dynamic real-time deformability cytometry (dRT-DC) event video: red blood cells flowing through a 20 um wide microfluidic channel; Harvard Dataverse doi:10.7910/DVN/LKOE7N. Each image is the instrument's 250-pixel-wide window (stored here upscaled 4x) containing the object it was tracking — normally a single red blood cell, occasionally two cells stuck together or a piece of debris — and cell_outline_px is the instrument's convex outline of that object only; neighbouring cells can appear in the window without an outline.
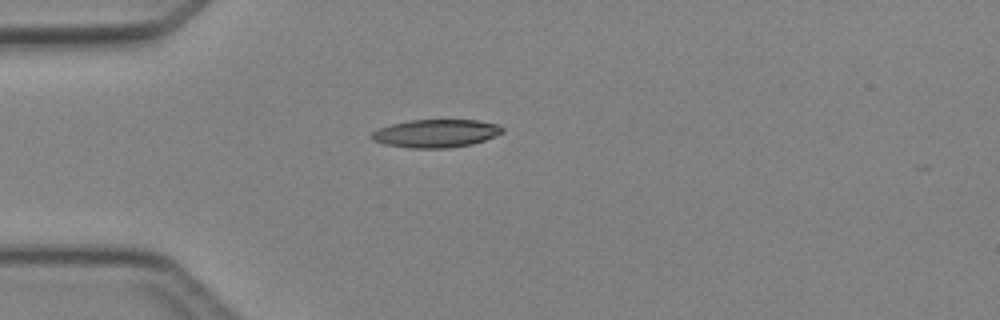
{"species": "Egyptian fruit bat (a non-hibernating species)", "species_latin": "Rousettus aegyptiacus", "temperature_condition": "cold", "stored_images_in_passage": 1, "camera_frame_rate_fps": 3000, "um_per_image_px": 0.085, "animal": {"sex": "female"}, "frame": {"image": 1, "passage_image": 1, "time_ms": 0.0, "image_size_px": [1000, 320], "cell_outline_px": [[504, 132], [484, 140], [472, 144], [448, 148], [412, 148], [384, 144], [372, 140], [368, 136], [372, 132], [380, 128], [392, 124], [408, 120], [480, 120], [500, 124], [504, 128]], "centroid_in_image_um": [37.07, 11.33], "position_along_channel_um": 47.9, "area_um2": 21.5}}